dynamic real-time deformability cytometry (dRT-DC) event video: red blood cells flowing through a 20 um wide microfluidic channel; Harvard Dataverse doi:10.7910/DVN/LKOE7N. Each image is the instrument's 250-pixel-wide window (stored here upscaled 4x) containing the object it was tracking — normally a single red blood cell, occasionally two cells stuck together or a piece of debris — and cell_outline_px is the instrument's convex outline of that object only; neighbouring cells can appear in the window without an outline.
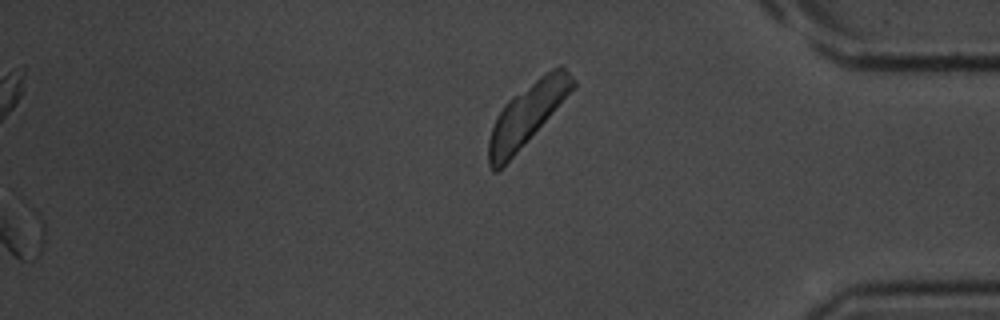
{"species": "common noctule bat (a hibernating species)", "species_latin": "Nyctalus noctula", "temperature_condition": "room temperature", "stored_images_in_passage": 42, "camera_frame_rate_fps": 3000, "um_per_image_px": 0.085, "animal": {"sex": "male", "body_mass_g": 20.1, "forearm_length_mm": 53.5}, "frame": {"image": 1, "passage_image": 42, "time_ms": 13.667, "image_size_px": [1000, 320], "cell_outline_px": [[576, 88], [516, 152], [496, 172], [492, 172], [488, 164], [488, 140], [496, 116], [504, 104], [512, 96], [540, 76], [552, 68], [560, 64], [576, 80]], "centroid_in_image_um": [44.81, 9.69], "position_along_channel_um": 390.4, "area_um2": 29.94}}